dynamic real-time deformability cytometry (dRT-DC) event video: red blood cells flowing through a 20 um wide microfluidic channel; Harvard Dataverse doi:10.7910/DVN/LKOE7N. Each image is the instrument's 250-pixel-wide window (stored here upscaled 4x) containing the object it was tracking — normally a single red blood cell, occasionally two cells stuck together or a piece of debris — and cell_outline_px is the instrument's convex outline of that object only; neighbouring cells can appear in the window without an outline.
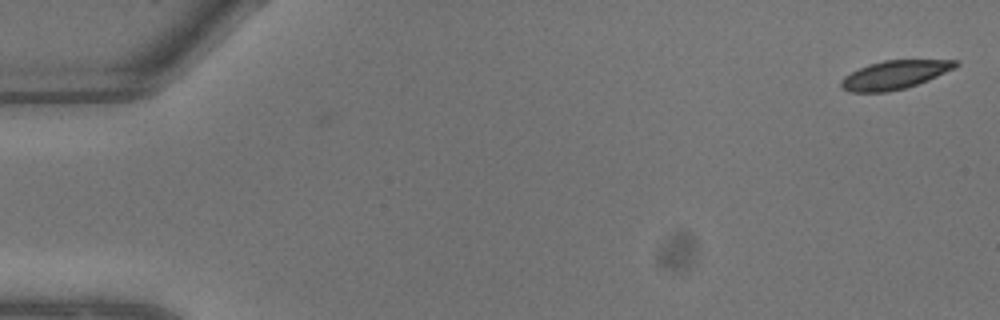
{"species": "common noctule bat (a hibernating species)", "species_latin": "Nyctalus noctula", "temperature_condition": "warm", "stored_images_in_passage": 10, "camera_frame_rate_fps": 3000, "um_per_image_px": 0.085, "animal": {"sex": "male", "body_mass_g": 13.3}, "frame": {"image": 1, "passage_image": 1, "time_ms": 0.0, "image_size_px": [1000, 320], "cell_outline_px": [[960, 64], [956, 68], [928, 80], [904, 88], [888, 92], [848, 92], [840, 88], [840, 80], [844, 76], [868, 64], [884, 60], [956, 60]], "centroid_in_image_um": [76.02, 6.36], "position_along_channel_um": 9.0, "area_um2": 19.07}}
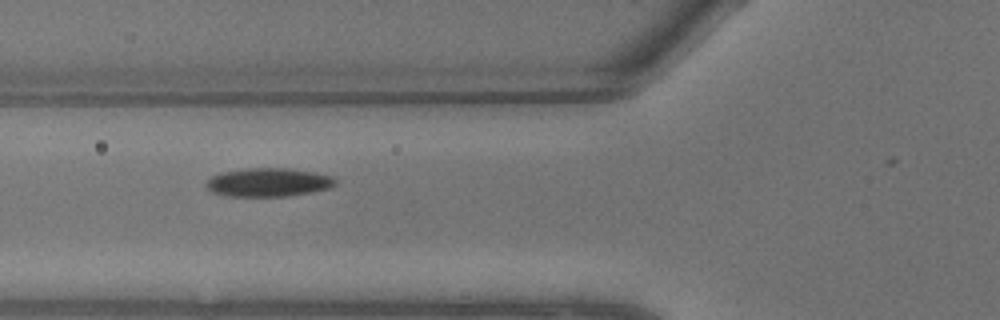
{"frame": {"image": 2, "passage_image": 9, "time_ms": 2.667, "image_size_px": [1000, 320], "cell_outline_px": [[336, 184], [328, 188], [312, 192], [288, 196], [228, 196], [212, 192], [204, 184], [212, 176], [224, 172], [248, 168], [288, 168], [316, 172], [332, 176], [336, 180]], "centroid_in_image_um": [22.83, 15.49], "position_along_channel_um": 103.0, "area_um2": 21.44}}
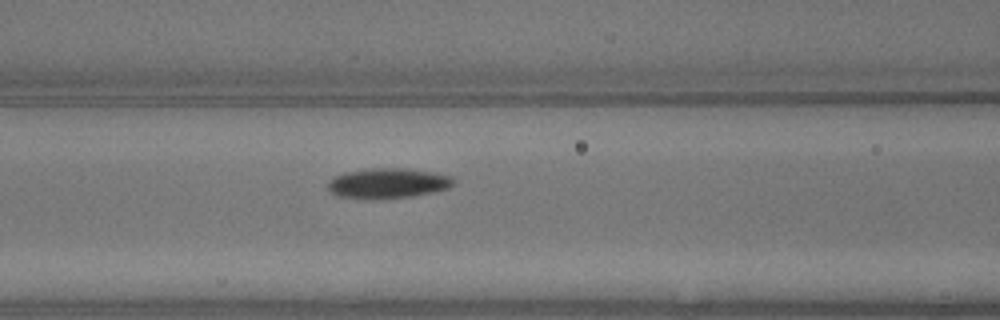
{"frame": {"image": 3, "passage_image": 10, "time_ms": 3.0, "image_size_px": [1000, 320], "cell_outline_px": [[456, 180], [448, 188], [432, 192], [412, 196], [384, 200], [364, 200], [336, 196], [328, 188], [328, 180], [332, 176], [344, 172], [372, 168], [404, 168], [432, 172], [452, 176]], "centroid_in_image_um": [32.91, 15.59], "position_along_channel_um": 133.7, "area_um2": 22.6}}